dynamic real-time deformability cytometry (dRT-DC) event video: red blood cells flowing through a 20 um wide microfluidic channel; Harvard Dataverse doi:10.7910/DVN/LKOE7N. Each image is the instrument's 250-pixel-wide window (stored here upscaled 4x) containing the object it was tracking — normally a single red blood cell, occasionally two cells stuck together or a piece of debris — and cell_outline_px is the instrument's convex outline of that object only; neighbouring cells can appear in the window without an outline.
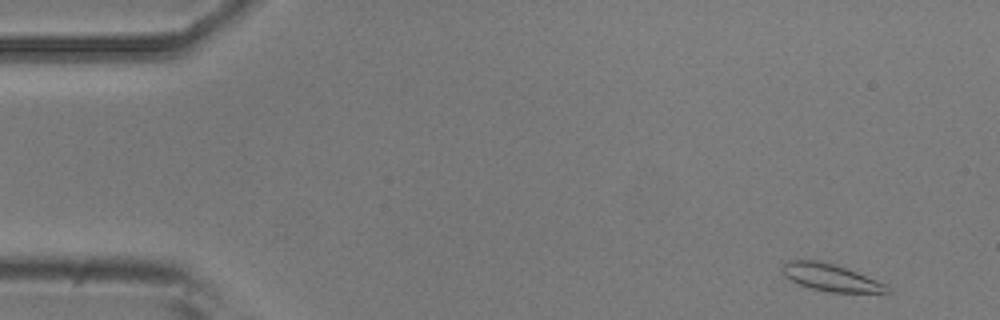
{"species": "common noctule bat (a hibernating species)", "species_latin": "Nyctalus noctula", "temperature_condition": "room temperature", "stored_images_in_passage": 51, "camera_frame_rate_fps": 3000, "um_per_image_px": 0.085, "animal": {"sex": "male", "body_mass_g": 20.5, "forearm_length_mm": 52.5}, "frame": {"image": 1, "passage_image": 2, "time_ms": 0.333, "image_size_px": [1000, 320], "cell_outline_px": [[892, 292], [828, 292], [808, 288], [784, 276], [780, 268], [788, 260], [820, 260], [836, 264], [876, 280], [884, 284]], "centroid_in_image_um": [70.54, 23.57], "position_along_channel_um": 14.5, "area_um2": 16.47}}
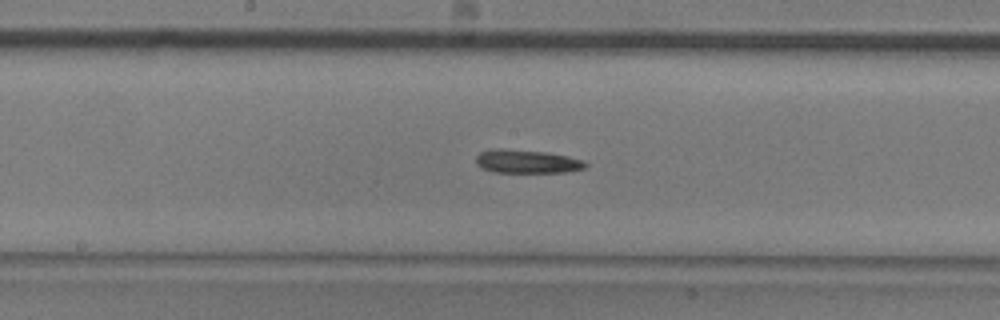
{"frame": {"image": 2, "passage_image": 25, "time_ms": 8.0, "image_size_px": [1000, 320], "cell_outline_px": [[588, 164], [584, 168], [564, 172], [492, 172], [476, 164], [476, 156], [480, 152], [500, 148], [544, 152], [568, 156], [584, 160]], "centroid_in_image_um": [44.79, 13.72], "position_along_channel_um": 203.4, "area_um2": 14.8}}
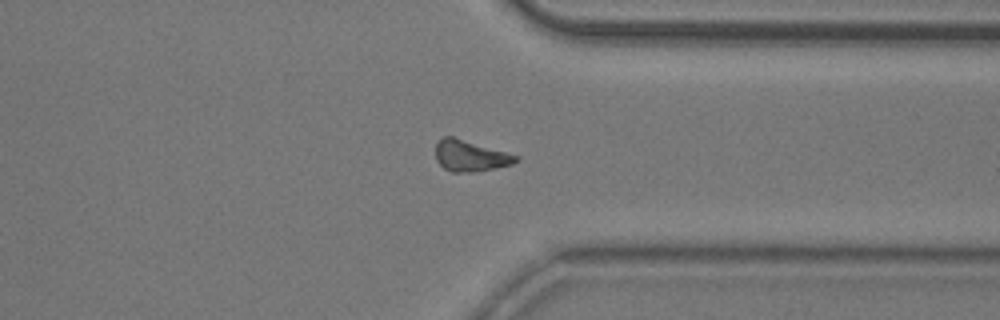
{"frame": {"image": 3, "passage_image": 38, "time_ms": 12.333, "image_size_px": [1000, 320], "cell_outline_px": [[520, 160], [512, 164], [496, 168], [472, 172], [452, 172], [444, 168], [436, 160], [436, 144], [444, 136], [452, 136], [520, 156]], "centroid_in_image_um": [39.99, 13.25], "position_along_channel_um": 371.4, "area_um2": 14.51}}